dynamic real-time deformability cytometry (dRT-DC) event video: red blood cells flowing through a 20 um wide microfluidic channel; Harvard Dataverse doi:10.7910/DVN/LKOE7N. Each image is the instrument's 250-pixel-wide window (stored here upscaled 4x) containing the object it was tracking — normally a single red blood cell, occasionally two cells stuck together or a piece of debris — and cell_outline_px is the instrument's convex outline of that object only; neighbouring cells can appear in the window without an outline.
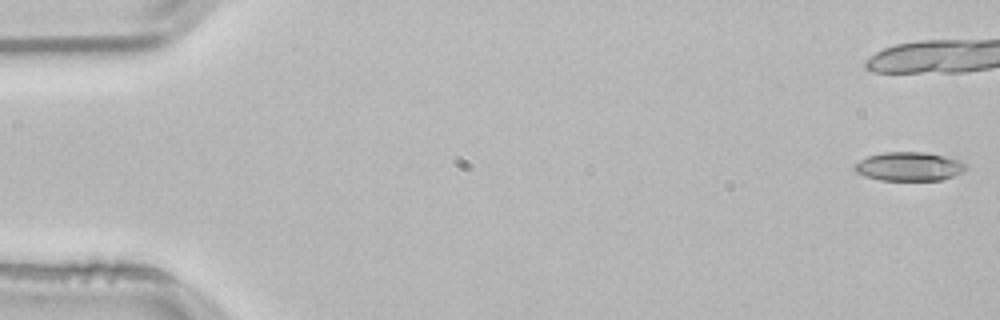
{"species": "common noctule bat (a hibernating species)", "species_latin": "Nyctalus noctula", "temperature_condition": "room temperature", "stored_images_in_passage": 15, "camera_frame_rate_fps": 3000, "um_per_image_px": 0.085, "animal": {"sex": "male", "body_mass_g": 21.5, "forearm_length_mm": 52.0}, "frame": {"image": 1, "passage_image": 1, "time_ms": 0.0, "image_size_px": [1000, 320], "cell_outline_px": [[968, 164], [964, 172], [940, 180], [880, 180], [864, 176], [856, 172], [852, 168], [852, 164], [868, 156], [884, 152], [924, 152], [944, 156], [960, 160]], "centroid_in_image_um": [77.25, 14.15], "position_along_channel_um": 7.7, "area_um2": 18.84}}